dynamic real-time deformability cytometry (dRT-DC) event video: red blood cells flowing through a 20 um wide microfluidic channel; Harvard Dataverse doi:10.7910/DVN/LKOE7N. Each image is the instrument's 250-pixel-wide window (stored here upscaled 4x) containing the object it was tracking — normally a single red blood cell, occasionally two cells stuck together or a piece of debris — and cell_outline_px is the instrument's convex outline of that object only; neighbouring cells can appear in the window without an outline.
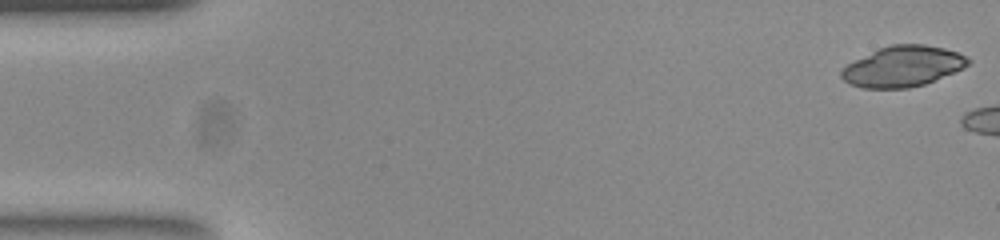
{"species": "common noctule bat (a hibernating species)", "species_latin": "Nyctalus noctula", "temperature_condition": "room temperature", "stored_images_in_passage": 5, "camera_frame_rate_fps": 3000, "um_per_image_px": 0.085, "animal": {"sex": "female", "body_mass_g": 23.0, "forearm_length_mm": 53.4}, "frame": {"image": 1, "passage_image": 1, "time_ms": 0.0, "image_size_px": [1000, 240], "cell_outline_px": [[972, 60], [964, 68], [924, 84], [908, 88], [864, 88], [852, 84], [844, 80], [840, 76], [840, 72], [848, 64], [880, 48], [892, 44], [924, 44], [944, 48], [956, 52]], "centroid_in_image_um": [76.76, 5.64], "position_along_channel_um": 8.2, "area_um2": 29.54}}